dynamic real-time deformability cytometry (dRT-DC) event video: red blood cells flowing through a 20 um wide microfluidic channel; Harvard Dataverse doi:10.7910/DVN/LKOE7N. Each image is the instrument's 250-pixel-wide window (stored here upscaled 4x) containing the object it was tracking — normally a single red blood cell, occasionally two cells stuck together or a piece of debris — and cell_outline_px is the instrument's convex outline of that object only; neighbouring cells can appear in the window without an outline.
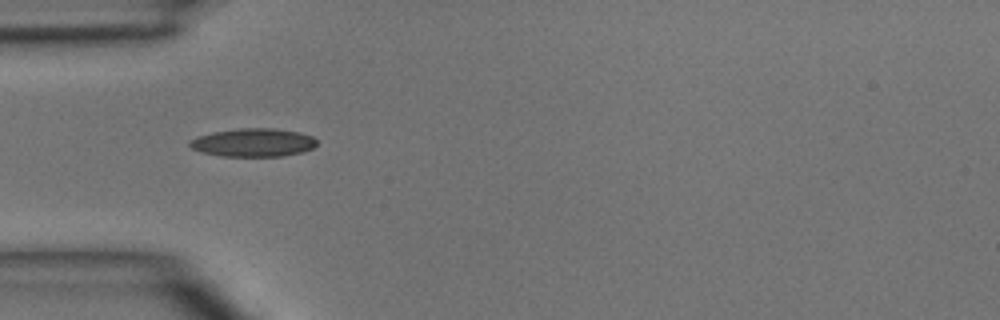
{"species": "common noctule bat (a hibernating species)", "species_latin": "Nyctalus noctula", "temperature_condition": "room temperature", "stored_images_in_passage": 6, "camera_frame_rate_fps": 3000, "um_per_image_px": 0.085, "animal": {"sex": "male", "body_mass_g": 15.6}, "frame": {"image": 1, "passage_image": 5, "time_ms": 4.667, "image_size_px": [1000, 320], "cell_outline_px": [[316, 144], [312, 148], [304, 152], [284, 156], [220, 156], [200, 152], [192, 148], [188, 144], [188, 140], [196, 136], [212, 132], [240, 128], [272, 128], [300, 132], [312, 136], [316, 140]], "centroid_in_image_um": [21.5, 12.11], "position_along_channel_um": 63.5, "area_um2": 21.15}}
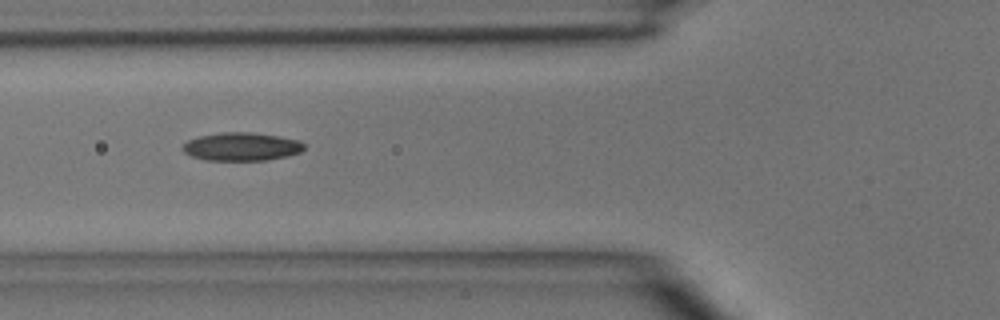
{"frame": {"image": 2, "passage_image": 6, "time_ms": 5.667, "image_size_px": [1000, 320], "cell_outline_px": [[304, 148], [300, 152], [288, 156], [268, 160], [204, 160], [192, 156], [184, 152], [180, 148], [188, 140], [200, 136], [220, 132], [248, 132], [280, 136], [300, 140], [304, 144]], "centroid_in_image_um": [20.53, 12.46], "position_along_channel_um": 105.3, "area_um2": 20.06}}